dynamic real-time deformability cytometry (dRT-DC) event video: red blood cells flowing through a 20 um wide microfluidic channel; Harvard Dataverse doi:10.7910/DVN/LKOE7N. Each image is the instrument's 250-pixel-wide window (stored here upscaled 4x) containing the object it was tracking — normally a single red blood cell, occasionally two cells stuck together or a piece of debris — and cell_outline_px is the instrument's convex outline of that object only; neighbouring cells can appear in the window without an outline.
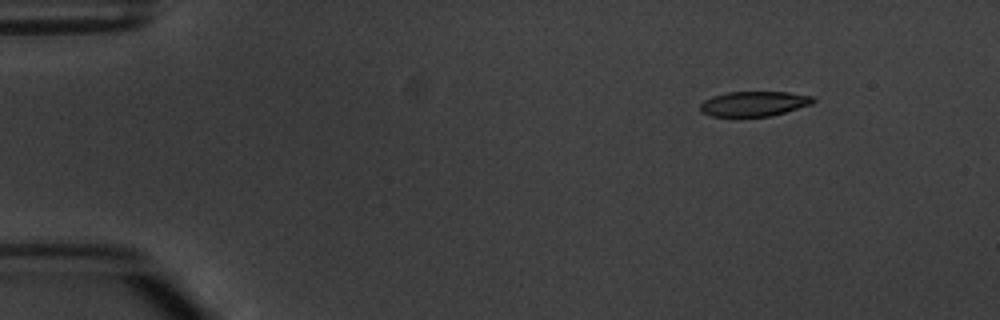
{"species": "common noctule bat (a hibernating species)", "species_latin": "Nyctalus noctula", "temperature_condition": "warm", "stored_images_in_passage": 5, "camera_frame_rate_fps": 3000, "um_per_image_px": 0.085, "animal": {"sex": "male", "body_mass_g": 20.1, "forearm_length_mm": 53.5}, "frame": {"image": 1, "passage_image": 2, "time_ms": 1.333, "image_size_px": [1000, 320], "cell_outline_px": [[816, 100], [812, 104], [772, 116], [712, 116], [700, 112], [700, 104], [704, 100], [712, 96], [728, 92], [788, 92], [812, 96]], "centroid_in_image_um": [64.09, 8.81], "position_along_channel_um": 20.9, "area_um2": 16.42}}